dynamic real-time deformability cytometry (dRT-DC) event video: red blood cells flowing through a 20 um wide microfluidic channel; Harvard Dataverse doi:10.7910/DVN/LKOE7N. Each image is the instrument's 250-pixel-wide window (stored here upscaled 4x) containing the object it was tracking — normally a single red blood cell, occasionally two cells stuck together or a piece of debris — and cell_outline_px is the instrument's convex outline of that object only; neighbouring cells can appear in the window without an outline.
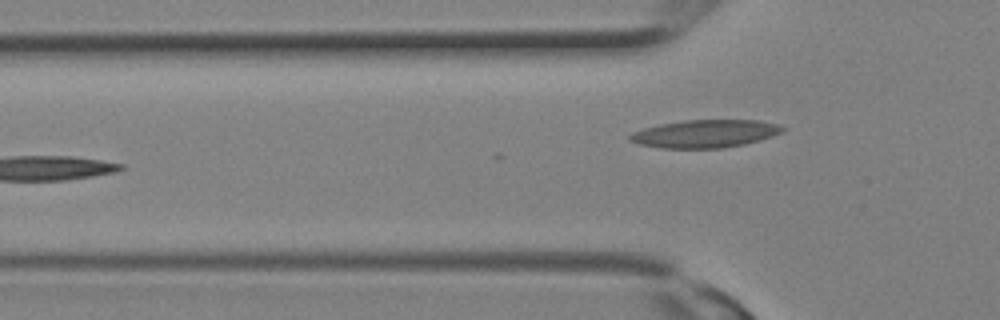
{"species": "Egyptian fruit bat (a non-hibernating species)", "species_latin": "Rousettus aegyptiacus", "temperature_condition": "room temperature", "stored_images_in_passage": 12, "camera_frame_rate_fps": 3000, "um_per_image_px": 0.085, "animal": {"sex": "female"}, "frame": {"image": 1, "passage_image": 12, "time_ms": 3.667, "image_size_px": [1000, 320], "cell_outline_px": [[788, 128], [784, 132], [760, 140], [744, 144], [724, 148], [660, 148], [636, 144], [628, 140], [628, 136], [632, 132], [644, 128], [660, 124], [684, 120], [756, 120], [780, 124]], "centroid_in_image_um": [59.94, 11.36], "position_along_channel_um": 65.9, "area_um2": 25.09}}